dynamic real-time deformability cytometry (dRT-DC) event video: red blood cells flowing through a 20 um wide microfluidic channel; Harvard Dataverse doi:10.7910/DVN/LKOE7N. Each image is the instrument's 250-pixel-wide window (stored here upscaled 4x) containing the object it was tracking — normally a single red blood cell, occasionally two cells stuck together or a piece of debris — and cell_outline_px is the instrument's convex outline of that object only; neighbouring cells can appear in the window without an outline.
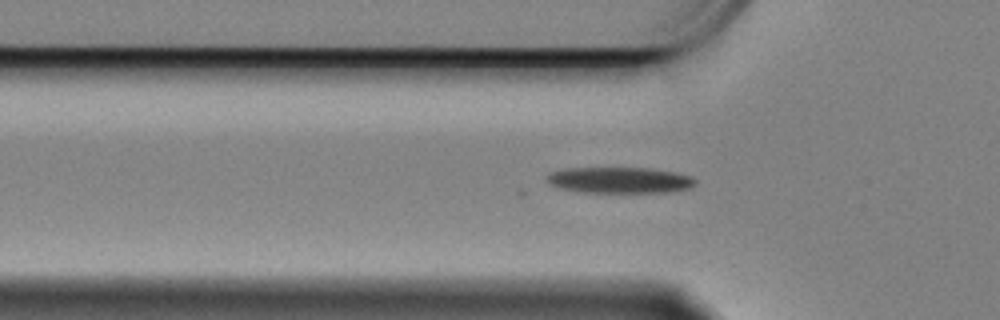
{"species": "Egyptian fruit bat (a non-hibernating species)", "species_latin": "Rousettus aegyptiacus", "temperature_condition": "cold", "stored_images_in_passage": 43, "camera_frame_rate_fps": 3000, "um_per_image_px": 0.085, "animal": {"sex": "female"}, "frame": {"image": 1, "passage_image": 10, "time_ms": 3.0, "image_size_px": [1000, 320], "cell_outline_px": [[696, 184], [688, 188], [672, 192], [584, 192], [556, 188], [548, 184], [544, 176], [552, 172], [564, 168], [648, 168], [672, 172], [688, 176], [696, 180]], "centroid_in_image_um": [52.58, 15.31], "position_along_channel_um": 73.2, "area_um2": 22.54}}
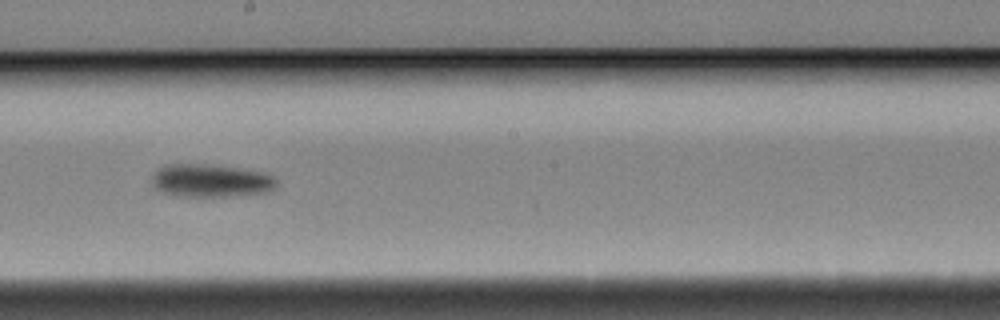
{"frame": {"image": 2, "passage_image": 24, "time_ms": 7.667, "image_size_px": [1000, 320], "cell_outline_px": [[276, 188], [268, 192], [228, 196], [176, 196], [164, 192], [156, 188], [152, 184], [152, 176], [160, 168], [172, 164], [192, 164], [232, 168], [260, 172], [272, 176], [276, 180]], "centroid_in_image_um": [17.91, 15.38], "position_along_channel_um": 230.3, "area_um2": 23.24}}
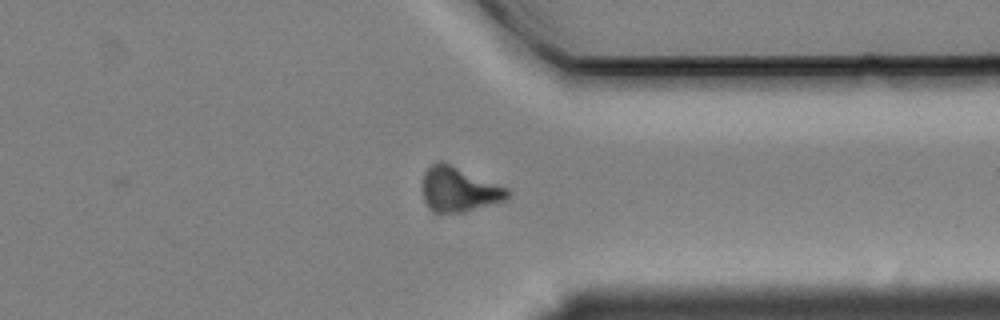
{"frame": {"image": 3, "passage_image": 37, "time_ms": 12.0, "image_size_px": [1000, 320], "cell_outline_px": [[512, 192], [504, 200], [464, 212], [432, 212], [428, 208], [424, 200], [424, 172], [432, 164], [440, 160], [508, 188]], "centroid_in_image_um": [39.01, 16.11], "position_along_channel_um": 372.4, "area_um2": 21.79}, "authors_computed_cell_mechanics": {"area_um2": 22.5998, "velocity_mm_per_s": 3.3417, "shape_relaxation_time_tau1_ms": 2.9995, "shape_relaxation_time_tau2_ms": null, "deformation_change_tau1": 0.1409, "deformation_change_tau2": null}}